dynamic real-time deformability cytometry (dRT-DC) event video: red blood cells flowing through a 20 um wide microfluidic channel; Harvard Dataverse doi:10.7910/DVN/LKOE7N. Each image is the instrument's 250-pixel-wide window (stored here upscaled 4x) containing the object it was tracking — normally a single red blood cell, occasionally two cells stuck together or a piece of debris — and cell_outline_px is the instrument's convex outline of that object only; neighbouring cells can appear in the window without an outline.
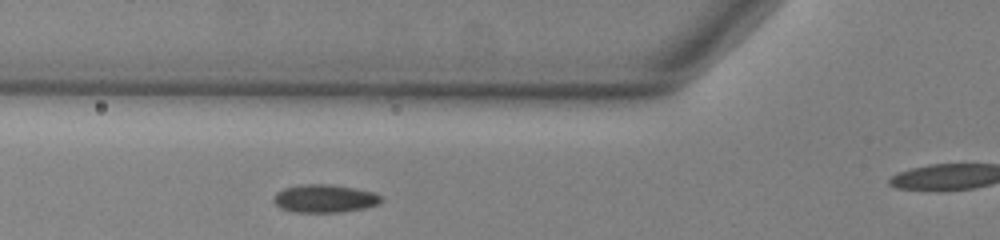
{"species": "common noctule bat (a hibernating species)", "species_latin": "Nyctalus noctula", "temperature_condition": "warm", "stored_images_in_passage": 32, "camera_frame_rate_fps": 3000, "um_per_image_px": 0.085, "animal": {"sex": "male", "body_mass_g": 13.0, "forearm_length_mm": 53.1}, "frame": {"image": 1, "passage_image": 7, "time_ms": 2.0, "image_size_px": [1000, 240], "cell_outline_px": [[384, 200], [376, 204], [364, 208], [340, 212], [296, 212], [280, 208], [272, 200], [276, 192], [284, 188], [300, 184], [328, 184], [356, 188], [372, 192], [384, 196]], "centroid_in_image_um": [27.59, 16.86], "position_along_channel_um": 98.2, "area_um2": 17.63}}
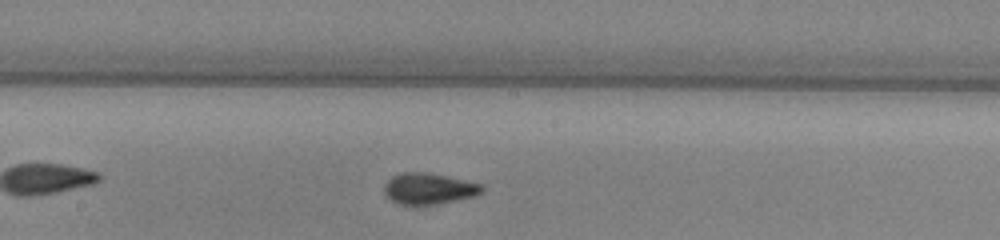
{"frame": {"image": 2, "passage_image": 16, "time_ms": 5.0, "image_size_px": [1000, 240], "cell_outline_px": [[484, 192], [472, 196], [456, 200], [436, 204], [400, 204], [384, 196], [384, 184], [392, 176], [400, 172], [428, 172], [448, 176], [484, 184]], "centroid_in_image_um": [36.45, 16.01], "position_along_channel_um": 211.8, "area_um2": 17.86}}
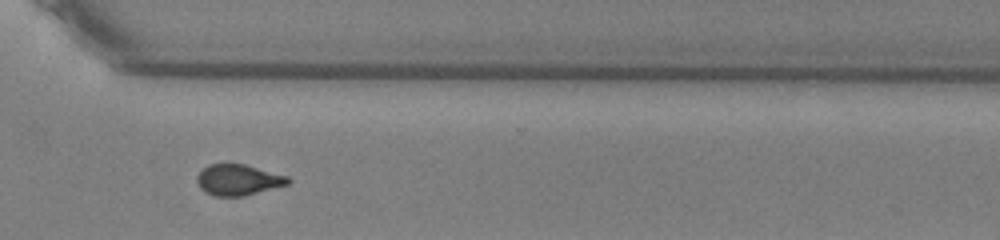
{"frame": {"image": 3, "passage_image": 27, "time_ms": 8.667, "image_size_px": [1000, 240], "cell_outline_px": [[292, 180], [288, 184], [244, 196], [216, 196], [204, 192], [200, 188], [196, 180], [196, 176], [208, 164], [244, 164], [288, 176]], "centroid_in_image_um": [20.24, 15.29], "position_along_channel_um": 350.4, "area_um2": 16.36}}